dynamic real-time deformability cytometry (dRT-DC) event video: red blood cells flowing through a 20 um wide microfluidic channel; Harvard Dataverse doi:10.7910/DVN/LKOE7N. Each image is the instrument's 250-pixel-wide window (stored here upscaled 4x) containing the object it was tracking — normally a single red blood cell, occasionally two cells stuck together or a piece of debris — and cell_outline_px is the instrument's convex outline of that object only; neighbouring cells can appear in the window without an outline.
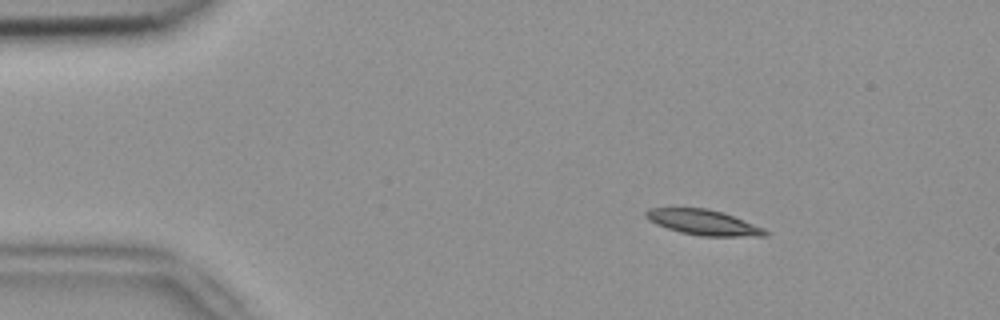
{"species": "common noctule bat (a hibernating species)", "species_latin": "Nyctalus noctula", "temperature_condition": "room temperature", "stored_images_in_passage": 4, "camera_frame_rate_fps": 3000, "um_per_image_px": 0.085, "animal": {"sex": "female", "body_mass_g": 18.4}, "frame": {"image": 1, "passage_image": 2, "time_ms": 0.333, "image_size_px": [1000, 320], "cell_outline_px": [[772, 232], [768, 236], [700, 236], [680, 232], [656, 224], [648, 220], [644, 216], [644, 212], [648, 208], [708, 208], [724, 212], [764, 228]], "centroid_in_image_um": [59.81, 18.9], "position_along_channel_um": 25.2, "area_um2": 17.8}}